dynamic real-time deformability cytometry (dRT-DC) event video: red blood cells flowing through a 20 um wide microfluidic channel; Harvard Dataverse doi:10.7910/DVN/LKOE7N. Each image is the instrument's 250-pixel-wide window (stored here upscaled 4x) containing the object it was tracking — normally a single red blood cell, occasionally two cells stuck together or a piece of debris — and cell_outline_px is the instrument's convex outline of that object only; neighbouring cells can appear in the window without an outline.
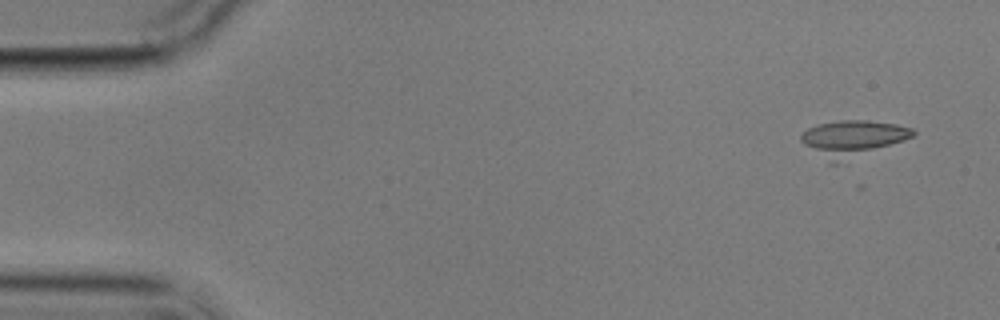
{"species": "common noctule bat (a hibernating species)", "species_latin": "Nyctalus noctula", "temperature_condition": "cold", "stored_images_in_passage": 3, "segment_of_instrument_passage": [2, 2], "camera_frame_rate_fps": 3000, "um_per_image_px": 0.085, "animal": {"sex": "male", "body_mass_g": 17.9}, "frame": {"image": 1, "passage_image": 3, "time_ms": 2.667, "image_size_px": [1000, 320], "cell_outline_px": [[916, 132], [912, 136], [904, 140], [848, 164], [828, 164], [804, 144], [800, 140], [800, 136], [808, 128], [816, 124], [840, 120], [864, 120], [896, 124], [912, 128]], "centroid_in_image_um": [72.45, 11.83], "position_along_channel_um": 12.5, "area_um2": 24.45}}